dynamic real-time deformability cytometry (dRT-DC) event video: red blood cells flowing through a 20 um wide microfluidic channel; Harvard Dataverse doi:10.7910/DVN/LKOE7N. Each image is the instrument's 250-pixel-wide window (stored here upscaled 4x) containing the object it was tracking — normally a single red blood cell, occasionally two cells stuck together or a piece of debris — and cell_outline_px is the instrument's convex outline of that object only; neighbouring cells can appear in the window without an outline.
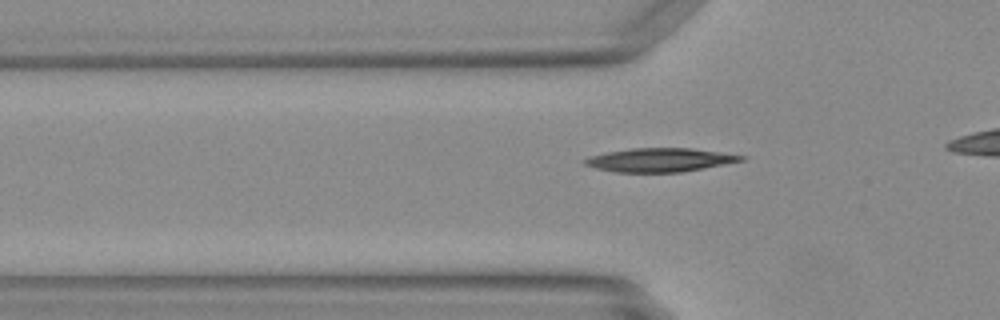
{"species": "Egyptian fruit bat (a non-hibernating species)", "species_latin": "Rousettus aegyptiacus", "temperature_condition": "warm", "stored_images_in_passage": 29, "camera_frame_rate_fps": 3000, "um_per_image_px": 0.085, "animal": {"sex": "female"}, "frame": {"image": 1, "passage_image": 5, "time_ms": 1.333, "image_size_px": [1000, 320], "cell_outline_px": [[744, 160], [704, 168], [680, 172], [616, 172], [596, 168], [584, 164], [584, 160], [588, 156], [608, 152], [632, 148], [692, 148], [744, 156]], "centroid_in_image_um": [56.05, 13.59], "position_along_channel_um": 69.8, "area_um2": 21.27}}
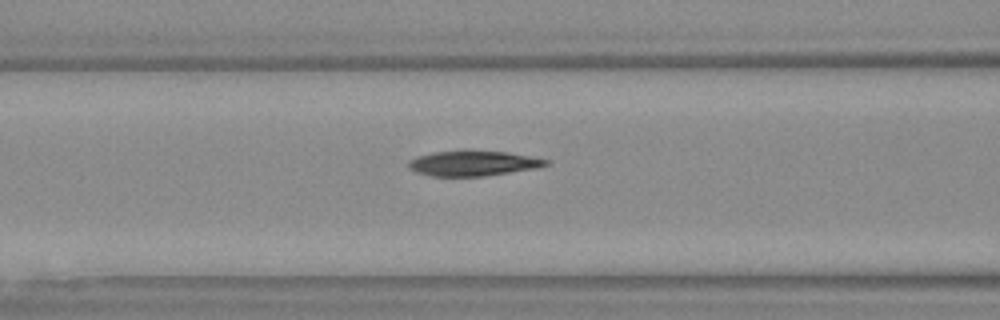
{"frame": {"image": 2, "passage_image": 9, "time_ms": 2.667, "image_size_px": [1000, 320], "cell_outline_px": [[548, 164], [536, 168], [484, 176], [432, 176], [416, 172], [408, 168], [408, 160], [416, 156], [432, 152], [508, 152], [548, 160]], "centroid_in_image_um": [40.15, 13.9], "position_along_channel_um": 126.4, "area_um2": 19.59}}